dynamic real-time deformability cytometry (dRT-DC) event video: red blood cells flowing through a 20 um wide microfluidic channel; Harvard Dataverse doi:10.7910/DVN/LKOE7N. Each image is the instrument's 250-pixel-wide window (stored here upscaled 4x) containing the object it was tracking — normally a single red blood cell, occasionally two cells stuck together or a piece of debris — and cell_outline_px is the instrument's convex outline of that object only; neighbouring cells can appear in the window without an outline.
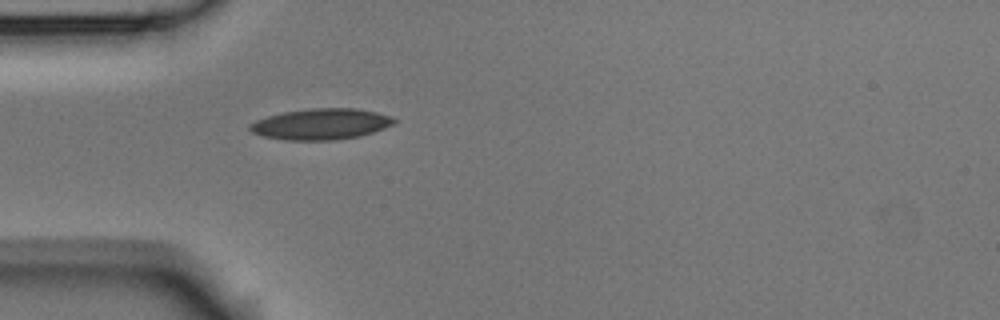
{"species": "Egyptian fruit bat (a non-hibernating species)", "species_latin": "Rousettus aegyptiacus", "temperature_condition": "room temperature", "stored_images_in_passage": 1, "camera_frame_rate_fps": 3000, "um_per_image_px": 0.085, "animal": {"sex": "male"}, "frame": {"image": 1, "passage_image": 1, "time_ms": 0.0, "image_size_px": [1000, 320], "cell_outline_px": [[396, 120], [392, 124], [384, 128], [360, 136], [332, 140], [288, 140], [264, 136], [252, 132], [248, 128], [248, 124], [256, 120], [268, 116], [284, 112], [312, 108], [356, 108], [376, 112], [392, 116]], "centroid_in_image_um": [27.28, 10.54], "position_along_channel_um": 57.7, "area_um2": 25.89}}